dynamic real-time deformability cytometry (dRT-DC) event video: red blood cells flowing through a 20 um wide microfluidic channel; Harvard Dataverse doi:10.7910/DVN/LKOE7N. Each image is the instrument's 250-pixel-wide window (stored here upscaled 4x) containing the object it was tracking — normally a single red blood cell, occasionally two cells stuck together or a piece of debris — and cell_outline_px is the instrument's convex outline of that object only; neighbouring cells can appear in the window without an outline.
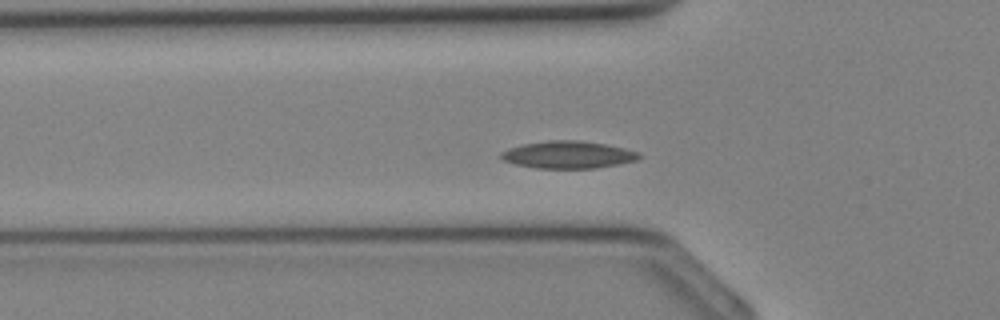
{"species": "Egyptian fruit bat (a non-hibernating species)", "species_latin": "Rousettus aegyptiacus", "temperature_condition": "cold", "stored_images_in_passage": 27, "segment_of_instrument_passage": [1, 2], "camera_frame_rate_fps": 3000, "um_per_image_px": 0.085, "animal": {"sex": "female"}, "frame": {"image": 1, "passage_image": 2, "time_ms": 0.333, "image_size_px": [1000, 320], "cell_outline_px": [[644, 156], [636, 160], [596, 168], [536, 168], [516, 164], [504, 160], [500, 156], [500, 152], [508, 148], [524, 144], [548, 140], [580, 140], [604, 144], [624, 148], [640, 152]], "centroid_in_image_um": [48.3, 13.14], "position_along_channel_um": 77.5, "area_um2": 21.91}}
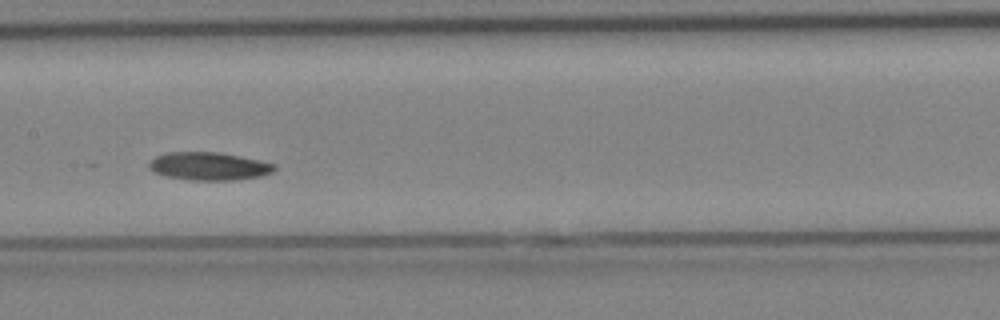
{"frame": {"image": 2, "passage_image": 8, "time_ms": 2.333, "image_size_px": [1000, 320], "cell_outline_px": [[276, 168], [272, 172], [260, 176], [236, 180], [188, 180], [164, 176], [152, 172], [148, 168], [148, 164], [156, 156], [164, 152], [220, 152], [240, 156], [276, 164]], "centroid_in_image_um": [17.72, 14.13], "position_along_channel_um": 189.7, "area_um2": 20.63}}
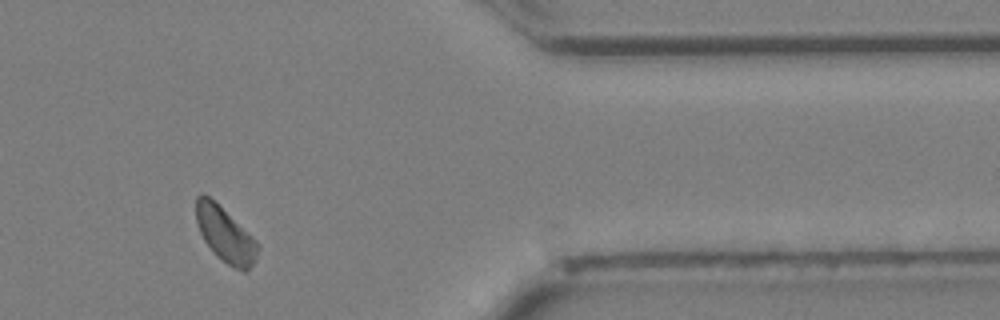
{"frame": {"image": 3, "passage_image": 20, "time_ms": 6.333, "image_size_px": [1000, 320], "cell_outline_px": [[260, 248], [256, 260], [244, 272], [232, 268], [216, 256], [204, 240], [200, 232], [196, 220], [196, 196], [208, 196], [252, 236], [260, 244]], "centroid_in_image_um": [19.17, 20.01], "position_along_channel_um": 392.2, "area_um2": 19.42}}